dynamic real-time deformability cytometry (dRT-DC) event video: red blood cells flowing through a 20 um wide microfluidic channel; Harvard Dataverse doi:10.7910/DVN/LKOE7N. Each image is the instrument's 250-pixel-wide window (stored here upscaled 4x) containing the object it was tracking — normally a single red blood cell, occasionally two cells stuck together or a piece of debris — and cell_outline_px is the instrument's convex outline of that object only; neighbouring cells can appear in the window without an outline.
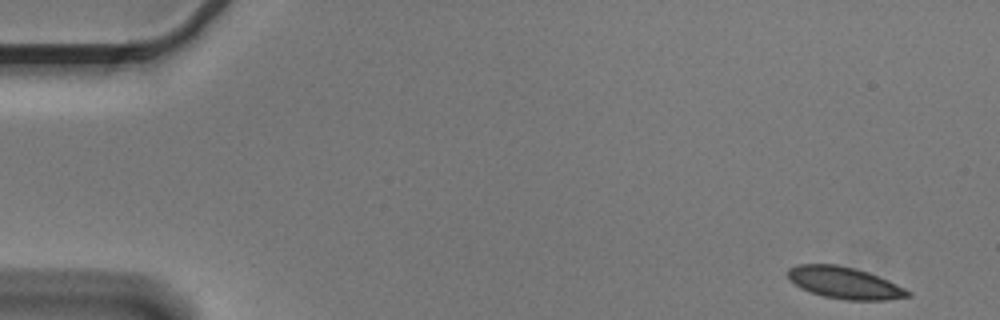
{"species": "Egyptian fruit bat (a non-hibernating species)", "species_latin": "Rousettus aegyptiacus", "temperature_condition": "cold", "stored_images_in_passage": 53, "camera_frame_rate_fps": 3000, "um_per_image_px": 0.085, "animal": {"sex": "male"}, "frame": {"image": 1, "passage_image": 1, "time_ms": 0.0, "image_size_px": [1000, 320], "cell_outline_px": [[912, 296], [884, 300], [848, 300], [824, 296], [800, 288], [788, 280], [788, 268], [796, 264], [836, 264], [868, 272], [888, 280], [912, 292]], "centroid_in_image_um": [71.76, 24.04], "position_along_channel_um": 13.2, "area_um2": 22.14}}
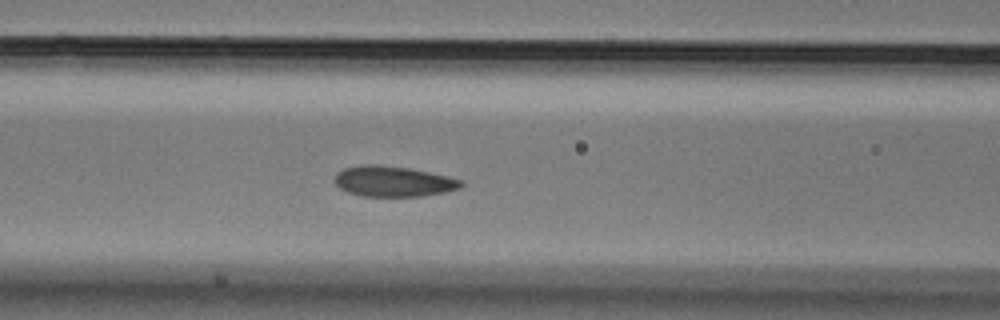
{"frame": {"image": 2, "passage_image": 21, "time_ms": 6.667, "image_size_px": [1000, 320], "cell_outline_px": [[464, 184], [460, 188], [444, 192], [420, 196], [360, 196], [348, 192], [340, 188], [332, 180], [336, 172], [344, 168], [360, 164], [376, 164], [408, 168], [448, 176], [464, 180]], "centroid_in_image_um": [33.39, 15.41], "position_along_channel_um": 133.2, "area_um2": 22.66}}
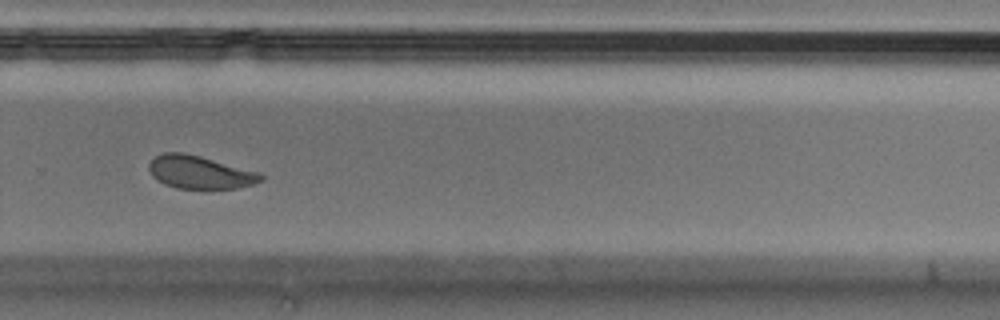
{"frame": {"image": 3, "passage_image": 36, "time_ms": 11.667, "image_size_px": [1000, 320], "cell_outline_px": [[264, 180], [252, 184], [236, 188], [176, 188], [164, 184], [156, 180], [152, 176], [148, 168], [148, 164], [156, 156], [164, 152], [180, 152], [200, 156], [256, 172], [264, 176]], "centroid_in_image_um": [16.93, 14.64], "position_along_channel_um": 312.9, "area_um2": 21.15}, "authors_computed_cell_mechanics": {"area_um2": 22.6576, "velocity_mm_per_s": 3.6055, "shape_relaxation_time_tau1_ms": 4.9189, "shape_relaxation_time_tau2_ms": 2.3014, "deformation_change_tau1": 0.1229, "deformation_change_tau2": 0.0477}}